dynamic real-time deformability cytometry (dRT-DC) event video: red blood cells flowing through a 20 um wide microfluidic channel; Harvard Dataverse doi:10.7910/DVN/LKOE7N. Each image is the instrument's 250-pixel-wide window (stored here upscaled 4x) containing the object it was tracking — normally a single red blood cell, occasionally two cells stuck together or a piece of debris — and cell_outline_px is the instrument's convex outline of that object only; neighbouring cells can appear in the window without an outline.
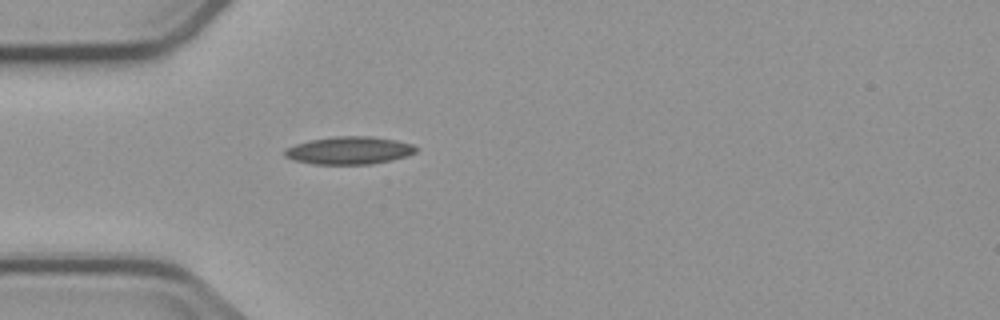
{"species": "common noctule bat (a hibernating species)", "species_latin": "Nyctalus noctula", "temperature_condition": "cold", "stored_images_in_passage": 1, "camera_frame_rate_fps": 3000, "um_per_image_px": 0.085, "animal": {"sex": "male", "body_mass_g": 23.1, "forearm_length_mm": 52.7}, "frame": {"image": 1, "passage_image": 1, "time_ms": 0.0, "image_size_px": [1000, 320], "cell_outline_px": [[416, 152], [392, 160], [372, 164], [312, 164], [292, 160], [284, 156], [284, 148], [308, 140], [336, 136], [368, 136], [396, 140], [412, 144], [416, 148]], "centroid_in_image_um": [29.62, 12.79], "position_along_channel_um": 55.4, "area_um2": 21.21}}